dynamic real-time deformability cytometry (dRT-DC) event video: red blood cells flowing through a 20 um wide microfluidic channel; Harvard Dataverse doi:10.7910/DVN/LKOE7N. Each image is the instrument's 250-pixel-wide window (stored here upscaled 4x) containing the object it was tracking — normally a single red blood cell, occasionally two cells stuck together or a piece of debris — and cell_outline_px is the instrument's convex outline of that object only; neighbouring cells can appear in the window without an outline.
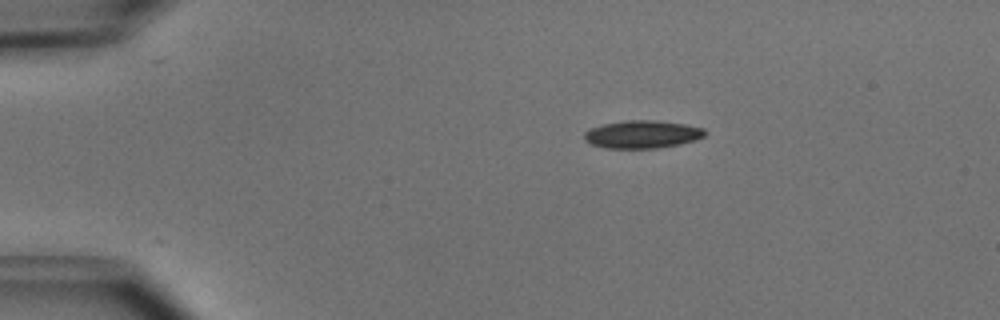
{"species": "common noctule bat (a hibernating species)", "species_latin": "Nyctalus noctula", "temperature_condition": "cold", "stored_images_in_passage": 42, "camera_frame_rate_fps": 3000, "um_per_image_px": 0.085, "animal": {"sex": "male", "body_mass_g": 15.6}, "frame": {"image": 1, "passage_image": 1, "time_ms": 0.0, "image_size_px": [1000, 320], "cell_outline_px": [[708, 132], [704, 136], [680, 144], [656, 148], [604, 148], [592, 144], [584, 140], [584, 132], [588, 128], [604, 124], [624, 120], [656, 120], [684, 124], [704, 128]], "centroid_in_image_um": [54.56, 11.41], "position_along_channel_um": 30.4, "area_um2": 19.59}}
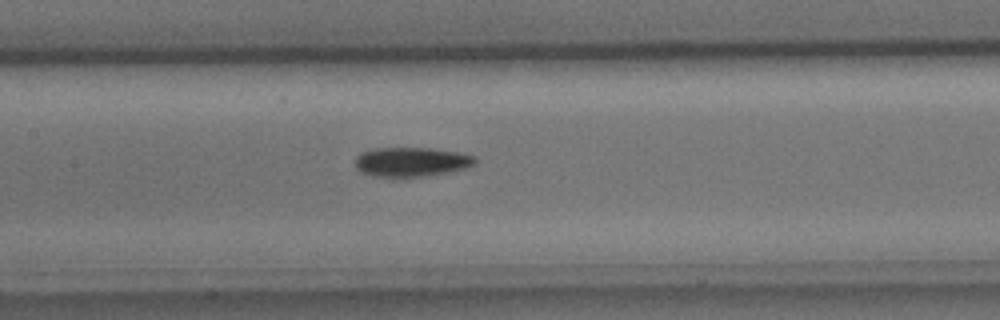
{"frame": {"image": 2, "passage_image": 16, "time_ms": 5.0, "image_size_px": [1000, 320], "cell_outline_px": [[476, 164], [464, 168], [448, 172], [428, 176], [400, 180], [392, 180], [372, 176], [360, 172], [356, 168], [356, 156], [360, 152], [372, 148], [432, 148], [460, 152], [476, 156]], "centroid_in_image_um": [34.92, 13.8], "position_along_channel_um": 172.5, "area_um2": 21.56}}
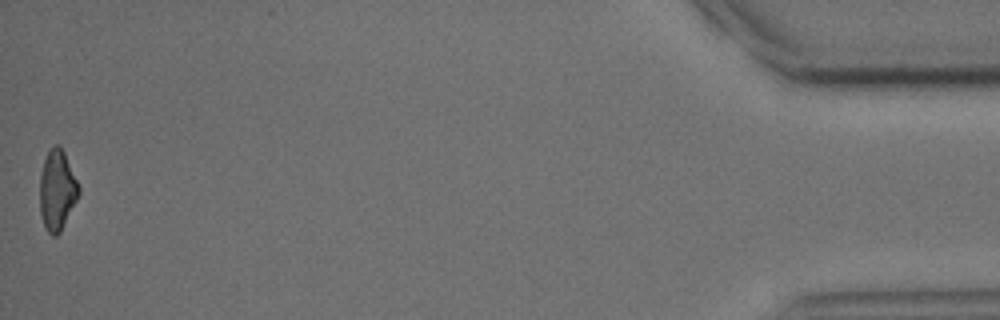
{"frame": {"image": 3, "passage_image": 42, "time_ms": 13.667, "image_size_px": [1000, 320], "cell_outline_px": [[80, 192], [60, 232], [56, 236], [52, 236], [48, 232], [44, 224], [40, 212], [40, 176], [44, 160], [48, 152], [56, 144], [60, 144], [64, 152], [80, 188]], "centroid_in_image_um": [4.85, 16.16], "position_along_channel_um": 430.4, "area_um2": 17.86}, "authors_computed_cell_mechanics": {"area_um2": 19.5942, "velocity_mm_per_s": 3.9866, "shape_relaxation_time_tau1_ms": 1.8583, "shape_relaxation_time_tau2_ms": null, "deformation_change_tau1": 0.1221, "deformation_change_tau2": null}}